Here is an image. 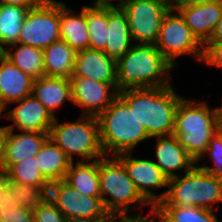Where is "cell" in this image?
I'll return each mask as SVG.
<instances>
[{
  "instance_id": "1",
  "label": "cell",
  "mask_w": 222,
  "mask_h": 222,
  "mask_svg": "<svg viewBox=\"0 0 222 222\" xmlns=\"http://www.w3.org/2000/svg\"><path fill=\"white\" fill-rule=\"evenodd\" d=\"M118 96L133 110L150 138L172 135L179 101L173 86L119 91Z\"/></svg>"
},
{
  "instance_id": "2",
  "label": "cell",
  "mask_w": 222,
  "mask_h": 222,
  "mask_svg": "<svg viewBox=\"0 0 222 222\" xmlns=\"http://www.w3.org/2000/svg\"><path fill=\"white\" fill-rule=\"evenodd\" d=\"M174 66L155 44H136L116 61L118 91L170 86Z\"/></svg>"
},
{
  "instance_id": "3",
  "label": "cell",
  "mask_w": 222,
  "mask_h": 222,
  "mask_svg": "<svg viewBox=\"0 0 222 222\" xmlns=\"http://www.w3.org/2000/svg\"><path fill=\"white\" fill-rule=\"evenodd\" d=\"M219 130V107L184 97L179 101L173 135L196 162Z\"/></svg>"
},
{
  "instance_id": "4",
  "label": "cell",
  "mask_w": 222,
  "mask_h": 222,
  "mask_svg": "<svg viewBox=\"0 0 222 222\" xmlns=\"http://www.w3.org/2000/svg\"><path fill=\"white\" fill-rule=\"evenodd\" d=\"M97 120L101 145L106 156L133 152L140 142L150 139L133 110L119 96Z\"/></svg>"
},
{
  "instance_id": "5",
  "label": "cell",
  "mask_w": 222,
  "mask_h": 222,
  "mask_svg": "<svg viewBox=\"0 0 222 222\" xmlns=\"http://www.w3.org/2000/svg\"><path fill=\"white\" fill-rule=\"evenodd\" d=\"M167 194L158 205L213 209L222 202V175L210 174L195 165L190 171L169 179Z\"/></svg>"
},
{
  "instance_id": "6",
  "label": "cell",
  "mask_w": 222,
  "mask_h": 222,
  "mask_svg": "<svg viewBox=\"0 0 222 222\" xmlns=\"http://www.w3.org/2000/svg\"><path fill=\"white\" fill-rule=\"evenodd\" d=\"M49 138L72 162L74 154L81 156L78 162L95 161L106 156L101 145L98 120L94 116L81 115L77 121L64 123H59L55 117Z\"/></svg>"
},
{
  "instance_id": "7",
  "label": "cell",
  "mask_w": 222,
  "mask_h": 222,
  "mask_svg": "<svg viewBox=\"0 0 222 222\" xmlns=\"http://www.w3.org/2000/svg\"><path fill=\"white\" fill-rule=\"evenodd\" d=\"M99 186L103 206L109 215L131 213V204L141 207L150 205L138 192L124 164L116 156L99 159Z\"/></svg>"
},
{
  "instance_id": "8",
  "label": "cell",
  "mask_w": 222,
  "mask_h": 222,
  "mask_svg": "<svg viewBox=\"0 0 222 222\" xmlns=\"http://www.w3.org/2000/svg\"><path fill=\"white\" fill-rule=\"evenodd\" d=\"M176 13V14H175ZM155 46L176 67V59L184 54L202 61L203 45L193 35L185 19L174 9L164 16Z\"/></svg>"
},
{
  "instance_id": "9",
  "label": "cell",
  "mask_w": 222,
  "mask_h": 222,
  "mask_svg": "<svg viewBox=\"0 0 222 222\" xmlns=\"http://www.w3.org/2000/svg\"><path fill=\"white\" fill-rule=\"evenodd\" d=\"M60 2L43 0L30 9L21 26L18 43L46 49L60 37Z\"/></svg>"
},
{
  "instance_id": "10",
  "label": "cell",
  "mask_w": 222,
  "mask_h": 222,
  "mask_svg": "<svg viewBox=\"0 0 222 222\" xmlns=\"http://www.w3.org/2000/svg\"><path fill=\"white\" fill-rule=\"evenodd\" d=\"M170 9L169 0H130L123 6L134 44H155Z\"/></svg>"
},
{
  "instance_id": "11",
  "label": "cell",
  "mask_w": 222,
  "mask_h": 222,
  "mask_svg": "<svg viewBox=\"0 0 222 222\" xmlns=\"http://www.w3.org/2000/svg\"><path fill=\"white\" fill-rule=\"evenodd\" d=\"M132 152L122 153L116 157L124 164L129 177L141 196L155 207L164 200L167 190L156 194L151 189L168 187L169 179L153 160L134 158Z\"/></svg>"
},
{
  "instance_id": "12",
  "label": "cell",
  "mask_w": 222,
  "mask_h": 222,
  "mask_svg": "<svg viewBox=\"0 0 222 222\" xmlns=\"http://www.w3.org/2000/svg\"><path fill=\"white\" fill-rule=\"evenodd\" d=\"M72 100L84 111L82 115L98 117L118 97L117 83H102L92 79L71 77Z\"/></svg>"
},
{
  "instance_id": "13",
  "label": "cell",
  "mask_w": 222,
  "mask_h": 222,
  "mask_svg": "<svg viewBox=\"0 0 222 222\" xmlns=\"http://www.w3.org/2000/svg\"><path fill=\"white\" fill-rule=\"evenodd\" d=\"M13 103L18 105L6 112L4 117L13 122L5 126L7 130L16 128L18 132H50L55 116L33 94Z\"/></svg>"
},
{
  "instance_id": "14",
  "label": "cell",
  "mask_w": 222,
  "mask_h": 222,
  "mask_svg": "<svg viewBox=\"0 0 222 222\" xmlns=\"http://www.w3.org/2000/svg\"><path fill=\"white\" fill-rule=\"evenodd\" d=\"M72 77L102 83H117L116 60L104 51L85 49L77 52Z\"/></svg>"
},
{
  "instance_id": "15",
  "label": "cell",
  "mask_w": 222,
  "mask_h": 222,
  "mask_svg": "<svg viewBox=\"0 0 222 222\" xmlns=\"http://www.w3.org/2000/svg\"><path fill=\"white\" fill-rule=\"evenodd\" d=\"M171 9L181 14L193 35L204 45L222 17V0L186 7H171Z\"/></svg>"
},
{
  "instance_id": "16",
  "label": "cell",
  "mask_w": 222,
  "mask_h": 222,
  "mask_svg": "<svg viewBox=\"0 0 222 222\" xmlns=\"http://www.w3.org/2000/svg\"><path fill=\"white\" fill-rule=\"evenodd\" d=\"M156 138L158 139L155 145V157L157 160H154V163L168 179L177 177L176 172L178 170L183 169L184 173H186L197 164L173 134Z\"/></svg>"
},
{
  "instance_id": "17",
  "label": "cell",
  "mask_w": 222,
  "mask_h": 222,
  "mask_svg": "<svg viewBox=\"0 0 222 222\" xmlns=\"http://www.w3.org/2000/svg\"><path fill=\"white\" fill-rule=\"evenodd\" d=\"M34 79L0 54V105L9 109V103L32 94Z\"/></svg>"
},
{
  "instance_id": "18",
  "label": "cell",
  "mask_w": 222,
  "mask_h": 222,
  "mask_svg": "<svg viewBox=\"0 0 222 222\" xmlns=\"http://www.w3.org/2000/svg\"><path fill=\"white\" fill-rule=\"evenodd\" d=\"M13 132V130L6 129L3 151L4 169L6 170L22 159L36 156L49 139V133L21 131L13 134Z\"/></svg>"
},
{
  "instance_id": "19",
  "label": "cell",
  "mask_w": 222,
  "mask_h": 222,
  "mask_svg": "<svg viewBox=\"0 0 222 222\" xmlns=\"http://www.w3.org/2000/svg\"><path fill=\"white\" fill-rule=\"evenodd\" d=\"M60 37L76 52L89 49V30L84 6L76 14L67 5L60 2Z\"/></svg>"
},
{
  "instance_id": "20",
  "label": "cell",
  "mask_w": 222,
  "mask_h": 222,
  "mask_svg": "<svg viewBox=\"0 0 222 222\" xmlns=\"http://www.w3.org/2000/svg\"><path fill=\"white\" fill-rule=\"evenodd\" d=\"M133 42L122 8H108L107 41L104 52L116 61L129 51Z\"/></svg>"
},
{
  "instance_id": "21",
  "label": "cell",
  "mask_w": 222,
  "mask_h": 222,
  "mask_svg": "<svg viewBox=\"0 0 222 222\" xmlns=\"http://www.w3.org/2000/svg\"><path fill=\"white\" fill-rule=\"evenodd\" d=\"M32 94L56 117L67 100H72L71 81L68 78L43 76L33 81Z\"/></svg>"
},
{
  "instance_id": "22",
  "label": "cell",
  "mask_w": 222,
  "mask_h": 222,
  "mask_svg": "<svg viewBox=\"0 0 222 222\" xmlns=\"http://www.w3.org/2000/svg\"><path fill=\"white\" fill-rule=\"evenodd\" d=\"M76 54L65 41L53 42L43 50L45 76L70 79L74 72Z\"/></svg>"
},
{
  "instance_id": "23",
  "label": "cell",
  "mask_w": 222,
  "mask_h": 222,
  "mask_svg": "<svg viewBox=\"0 0 222 222\" xmlns=\"http://www.w3.org/2000/svg\"><path fill=\"white\" fill-rule=\"evenodd\" d=\"M64 181L81 194L101 197L99 186V159L89 162L71 163Z\"/></svg>"
},
{
  "instance_id": "24",
  "label": "cell",
  "mask_w": 222,
  "mask_h": 222,
  "mask_svg": "<svg viewBox=\"0 0 222 222\" xmlns=\"http://www.w3.org/2000/svg\"><path fill=\"white\" fill-rule=\"evenodd\" d=\"M42 175L51 183L64 180L72 161L50 138L36 155Z\"/></svg>"
},
{
  "instance_id": "25",
  "label": "cell",
  "mask_w": 222,
  "mask_h": 222,
  "mask_svg": "<svg viewBox=\"0 0 222 222\" xmlns=\"http://www.w3.org/2000/svg\"><path fill=\"white\" fill-rule=\"evenodd\" d=\"M10 47L16 48V50L12 51ZM10 47L4 49L0 54L11 64L17 66L33 79L45 76L42 49L19 43Z\"/></svg>"
},
{
  "instance_id": "26",
  "label": "cell",
  "mask_w": 222,
  "mask_h": 222,
  "mask_svg": "<svg viewBox=\"0 0 222 222\" xmlns=\"http://www.w3.org/2000/svg\"><path fill=\"white\" fill-rule=\"evenodd\" d=\"M28 8L0 3V53L18 43ZM5 47V48H4Z\"/></svg>"
},
{
  "instance_id": "27",
  "label": "cell",
  "mask_w": 222,
  "mask_h": 222,
  "mask_svg": "<svg viewBox=\"0 0 222 222\" xmlns=\"http://www.w3.org/2000/svg\"><path fill=\"white\" fill-rule=\"evenodd\" d=\"M160 222H220L214 210L176 205L155 206Z\"/></svg>"
},
{
  "instance_id": "28",
  "label": "cell",
  "mask_w": 222,
  "mask_h": 222,
  "mask_svg": "<svg viewBox=\"0 0 222 222\" xmlns=\"http://www.w3.org/2000/svg\"><path fill=\"white\" fill-rule=\"evenodd\" d=\"M84 12L89 30V48L103 51L107 41L108 7L84 5Z\"/></svg>"
},
{
  "instance_id": "29",
  "label": "cell",
  "mask_w": 222,
  "mask_h": 222,
  "mask_svg": "<svg viewBox=\"0 0 222 222\" xmlns=\"http://www.w3.org/2000/svg\"><path fill=\"white\" fill-rule=\"evenodd\" d=\"M38 166L36 156H30L10 166L7 172L14 183L49 187L51 183L42 175Z\"/></svg>"
},
{
  "instance_id": "30",
  "label": "cell",
  "mask_w": 222,
  "mask_h": 222,
  "mask_svg": "<svg viewBox=\"0 0 222 222\" xmlns=\"http://www.w3.org/2000/svg\"><path fill=\"white\" fill-rule=\"evenodd\" d=\"M81 193L72 188L64 180L51 182L47 197L62 212L66 219L74 218L76 200Z\"/></svg>"
},
{
  "instance_id": "31",
  "label": "cell",
  "mask_w": 222,
  "mask_h": 222,
  "mask_svg": "<svg viewBox=\"0 0 222 222\" xmlns=\"http://www.w3.org/2000/svg\"><path fill=\"white\" fill-rule=\"evenodd\" d=\"M109 214L106 212L101 197H91L81 194L76 200L74 218H86L107 222Z\"/></svg>"
},
{
  "instance_id": "32",
  "label": "cell",
  "mask_w": 222,
  "mask_h": 222,
  "mask_svg": "<svg viewBox=\"0 0 222 222\" xmlns=\"http://www.w3.org/2000/svg\"><path fill=\"white\" fill-rule=\"evenodd\" d=\"M48 188L14 183L13 196L21 207L34 211L37 205L47 197Z\"/></svg>"
},
{
  "instance_id": "33",
  "label": "cell",
  "mask_w": 222,
  "mask_h": 222,
  "mask_svg": "<svg viewBox=\"0 0 222 222\" xmlns=\"http://www.w3.org/2000/svg\"><path fill=\"white\" fill-rule=\"evenodd\" d=\"M14 182L11 181L6 169L0 170V215L8 214L13 209L21 207L13 196Z\"/></svg>"
},
{
  "instance_id": "34",
  "label": "cell",
  "mask_w": 222,
  "mask_h": 222,
  "mask_svg": "<svg viewBox=\"0 0 222 222\" xmlns=\"http://www.w3.org/2000/svg\"><path fill=\"white\" fill-rule=\"evenodd\" d=\"M208 155L211 161H213V166H198L199 168L207 171L210 174L222 175V132L219 130L210 140L206 152L203 156L196 162L203 160V157Z\"/></svg>"
},
{
  "instance_id": "35",
  "label": "cell",
  "mask_w": 222,
  "mask_h": 222,
  "mask_svg": "<svg viewBox=\"0 0 222 222\" xmlns=\"http://www.w3.org/2000/svg\"><path fill=\"white\" fill-rule=\"evenodd\" d=\"M34 222H66L62 212L46 197L33 211Z\"/></svg>"
},
{
  "instance_id": "36",
  "label": "cell",
  "mask_w": 222,
  "mask_h": 222,
  "mask_svg": "<svg viewBox=\"0 0 222 222\" xmlns=\"http://www.w3.org/2000/svg\"><path fill=\"white\" fill-rule=\"evenodd\" d=\"M125 213L111 214L108 216L107 222H160L159 214L156 207H151L149 215ZM135 215V216H134ZM153 218V219H152ZM157 218V219H155Z\"/></svg>"
},
{
  "instance_id": "37",
  "label": "cell",
  "mask_w": 222,
  "mask_h": 222,
  "mask_svg": "<svg viewBox=\"0 0 222 222\" xmlns=\"http://www.w3.org/2000/svg\"><path fill=\"white\" fill-rule=\"evenodd\" d=\"M201 62L222 70V43L204 44Z\"/></svg>"
},
{
  "instance_id": "38",
  "label": "cell",
  "mask_w": 222,
  "mask_h": 222,
  "mask_svg": "<svg viewBox=\"0 0 222 222\" xmlns=\"http://www.w3.org/2000/svg\"><path fill=\"white\" fill-rule=\"evenodd\" d=\"M0 219L2 222H34V213L32 210L19 207L8 214L2 213Z\"/></svg>"
},
{
  "instance_id": "39",
  "label": "cell",
  "mask_w": 222,
  "mask_h": 222,
  "mask_svg": "<svg viewBox=\"0 0 222 222\" xmlns=\"http://www.w3.org/2000/svg\"><path fill=\"white\" fill-rule=\"evenodd\" d=\"M43 0H0V3H5L23 8L33 9L37 7Z\"/></svg>"
},
{
  "instance_id": "40",
  "label": "cell",
  "mask_w": 222,
  "mask_h": 222,
  "mask_svg": "<svg viewBox=\"0 0 222 222\" xmlns=\"http://www.w3.org/2000/svg\"><path fill=\"white\" fill-rule=\"evenodd\" d=\"M222 43V17L215 26L209 40L205 44Z\"/></svg>"
},
{
  "instance_id": "41",
  "label": "cell",
  "mask_w": 222,
  "mask_h": 222,
  "mask_svg": "<svg viewBox=\"0 0 222 222\" xmlns=\"http://www.w3.org/2000/svg\"><path fill=\"white\" fill-rule=\"evenodd\" d=\"M114 0H95L92 4L102 7L108 8H122L125 6L130 0H119L117 4L113 3Z\"/></svg>"
},
{
  "instance_id": "42",
  "label": "cell",
  "mask_w": 222,
  "mask_h": 222,
  "mask_svg": "<svg viewBox=\"0 0 222 222\" xmlns=\"http://www.w3.org/2000/svg\"><path fill=\"white\" fill-rule=\"evenodd\" d=\"M171 7H186L190 5L203 4L214 0H169Z\"/></svg>"
},
{
  "instance_id": "43",
  "label": "cell",
  "mask_w": 222,
  "mask_h": 222,
  "mask_svg": "<svg viewBox=\"0 0 222 222\" xmlns=\"http://www.w3.org/2000/svg\"><path fill=\"white\" fill-rule=\"evenodd\" d=\"M6 136V127L0 129V170L4 169L3 162V151H4V140Z\"/></svg>"
},
{
  "instance_id": "44",
  "label": "cell",
  "mask_w": 222,
  "mask_h": 222,
  "mask_svg": "<svg viewBox=\"0 0 222 222\" xmlns=\"http://www.w3.org/2000/svg\"><path fill=\"white\" fill-rule=\"evenodd\" d=\"M66 222H99V221L90 220L86 218H69V219H66Z\"/></svg>"
},
{
  "instance_id": "45",
  "label": "cell",
  "mask_w": 222,
  "mask_h": 222,
  "mask_svg": "<svg viewBox=\"0 0 222 222\" xmlns=\"http://www.w3.org/2000/svg\"><path fill=\"white\" fill-rule=\"evenodd\" d=\"M219 127L220 131L222 132V106L219 107Z\"/></svg>"
},
{
  "instance_id": "46",
  "label": "cell",
  "mask_w": 222,
  "mask_h": 222,
  "mask_svg": "<svg viewBox=\"0 0 222 222\" xmlns=\"http://www.w3.org/2000/svg\"><path fill=\"white\" fill-rule=\"evenodd\" d=\"M5 112V109L0 105V118L3 116L5 117V114L3 115L2 113ZM1 128H4V126L0 127Z\"/></svg>"
}]
</instances>
